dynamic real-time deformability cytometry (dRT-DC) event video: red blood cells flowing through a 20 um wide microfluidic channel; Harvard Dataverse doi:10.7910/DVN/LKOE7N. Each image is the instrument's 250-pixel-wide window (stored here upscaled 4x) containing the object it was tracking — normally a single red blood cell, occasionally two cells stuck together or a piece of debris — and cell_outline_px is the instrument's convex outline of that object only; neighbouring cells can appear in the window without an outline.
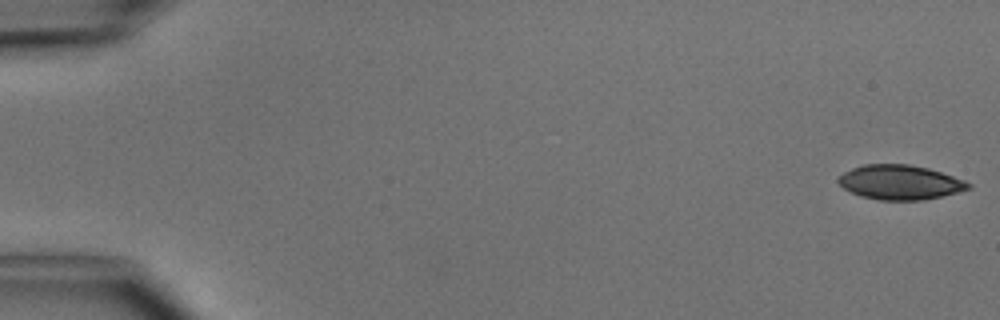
{"species": "common noctule bat (a hibernating species)", "species_latin": "Nyctalus noctula", "temperature_condition": "cold", "stored_images_in_passage": 49, "camera_frame_rate_fps": 3000, "um_per_image_px": 0.085, "animal": {"sex": "male", "body_mass_g": 15.6}, "frame": {"image": 1, "passage_image": 1, "time_ms": 0.0, "image_size_px": [1000, 320], "cell_outline_px": [[972, 188], [924, 200], [880, 200], [860, 196], [844, 188], [836, 180], [836, 176], [852, 168], [864, 164], [908, 164], [928, 168], [964, 180], [972, 184]], "centroid_in_image_um": [76.47, 15.49], "position_along_channel_um": 8.5, "area_um2": 26.13}}
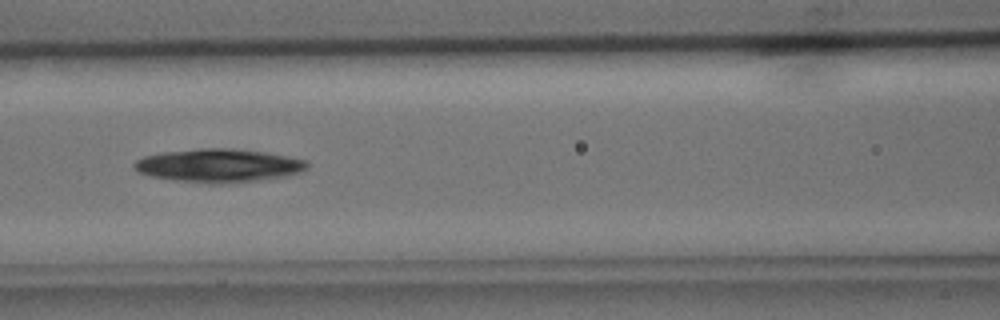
{"frame": {"image": 2, "passage_image": 22, "time_ms": 7.0, "image_size_px": [1000, 320], "cell_outline_px": [[308, 168], [300, 172], [288, 176], [260, 180], [220, 184], [208, 184], [176, 180], [152, 176], [140, 172], [132, 164], [136, 160], [144, 156], [160, 152], [200, 148], [232, 148], [264, 152], [308, 160]], "centroid_in_image_um": [18.61, 14.07], "position_along_channel_um": 148.0, "area_um2": 33.76}}
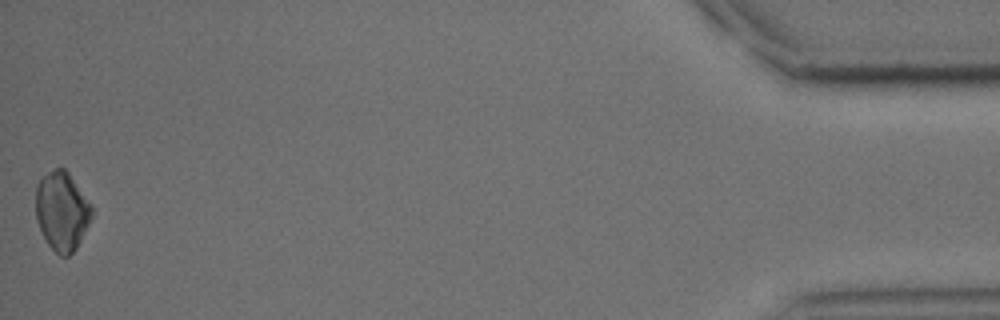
{"frame": {"image": 3, "passage_image": 49, "time_ms": 16.0, "image_size_px": [1000, 320], "cell_outline_px": [[92, 216], [76, 248], [68, 256], [60, 256], [48, 244], [36, 220], [36, 184], [48, 172], [56, 168], [64, 168], [68, 172], [92, 208]], "centroid_in_image_um": [5.24, 17.95], "position_along_channel_um": 430.0, "area_um2": 25.14}, "authors_computed_cell_mechanics": {"area_um2": 28.611, "velocity_mm_per_s": 4.1016, "shape_relaxation_time_tau1_ms": 3.2948, "shape_relaxation_time_tau2_ms": null, "deformation_change_tau1": 0.1166, "deformation_change_tau2": null}}